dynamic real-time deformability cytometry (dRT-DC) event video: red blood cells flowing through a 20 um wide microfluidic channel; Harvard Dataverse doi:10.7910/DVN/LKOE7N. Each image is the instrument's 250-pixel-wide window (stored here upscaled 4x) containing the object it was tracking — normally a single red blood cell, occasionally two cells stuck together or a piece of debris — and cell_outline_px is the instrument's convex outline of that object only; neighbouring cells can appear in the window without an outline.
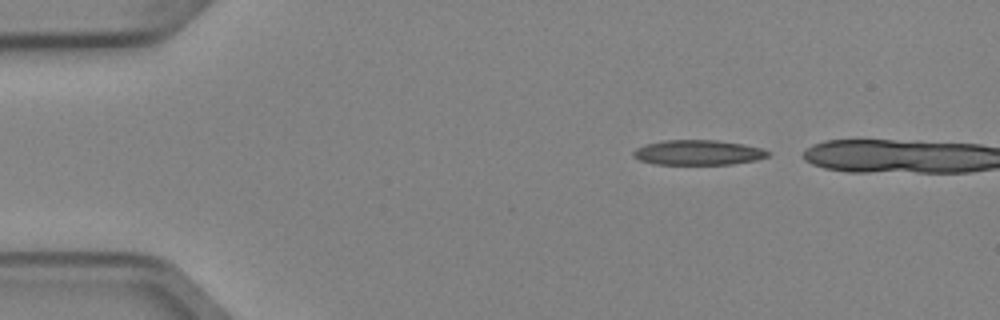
{"species": "Egyptian fruit bat (a non-hibernating species)", "species_latin": "Rousettus aegyptiacus", "temperature_condition": "cold", "stored_images_in_passage": 3, "camera_frame_rate_fps": 3000, "um_per_image_px": 0.085, "animal": {"sex": "female"}, "frame": {"image": 1, "passage_image": 1, "time_ms": 0.0, "image_size_px": [1000, 320], "cell_outline_px": [[768, 156], [756, 160], [732, 164], [656, 164], [640, 160], [632, 156], [632, 152], [636, 148], [648, 144], [664, 140], [716, 140], [744, 144], [764, 148], [768, 152]], "centroid_in_image_um": [59.35, 12.96], "position_along_channel_um": 25.7, "area_um2": 19.54}}